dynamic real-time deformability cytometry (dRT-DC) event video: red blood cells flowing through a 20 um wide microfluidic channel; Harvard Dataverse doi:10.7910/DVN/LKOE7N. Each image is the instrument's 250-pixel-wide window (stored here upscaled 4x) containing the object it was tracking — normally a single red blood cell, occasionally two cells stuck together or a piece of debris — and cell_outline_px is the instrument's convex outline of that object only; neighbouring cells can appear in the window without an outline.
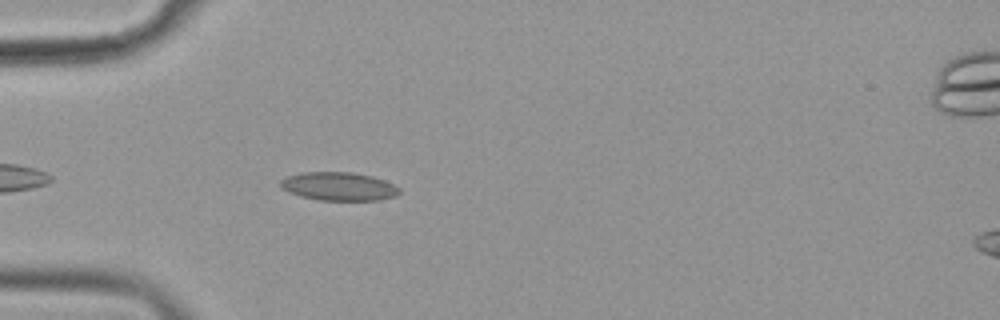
{"species": "common noctule bat (a hibernating species)", "species_latin": "Nyctalus noctula", "temperature_condition": "cold", "stored_images_in_passage": 44, "camera_frame_rate_fps": 3000, "um_per_image_px": 0.085, "animal": {"sex": "female", "body_mass_g": 19.9}, "frame": {"image": 1, "passage_image": 4, "time_ms": 1.0, "image_size_px": [1000, 320], "cell_outline_px": [[400, 192], [396, 196], [380, 200], [320, 200], [300, 196], [288, 192], [280, 188], [280, 180], [288, 176], [304, 172], [352, 172], [372, 176], [384, 180], [400, 188]], "centroid_in_image_um": [28.79, 15.84], "position_along_channel_um": 56.2, "area_um2": 19.71}}
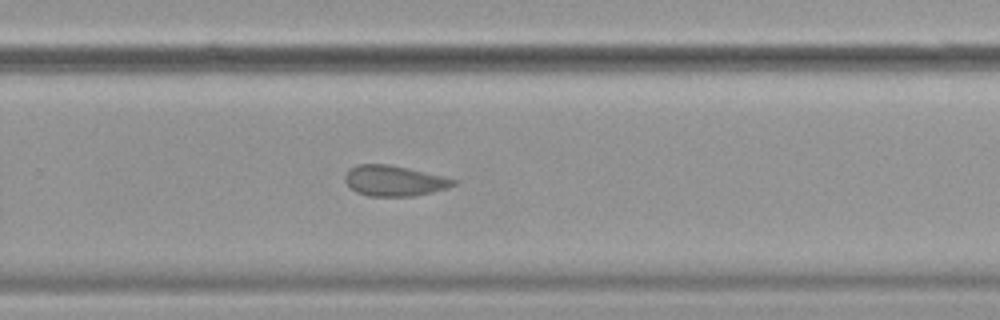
{"frame": {"image": 2, "passage_image": 25, "time_ms": 8.0, "image_size_px": [1000, 320], "cell_outline_px": [[456, 184], [432, 192], [412, 196], [368, 196], [356, 192], [344, 180], [344, 176], [356, 164], [388, 164], [408, 168], [456, 180]], "centroid_in_image_um": [33.46, 15.37], "position_along_channel_um": 296.3, "area_um2": 18.9}}
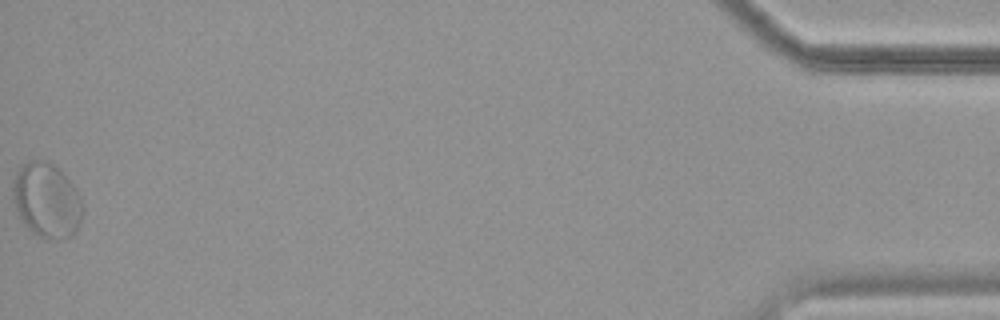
{"frame": {"image": 3, "passage_image": 44, "time_ms": 14.333, "image_size_px": [1000, 320], "cell_outline_px": [[84, 208], [80, 220], [72, 236], [48, 240], [44, 240], [32, 232], [24, 224], [16, 208], [12, 188], [16, 172], [28, 160], [44, 160], [52, 164], [76, 188], [84, 204]], "centroid_in_image_um": [3.97, 17.05], "position_along_channel_um": 431.2, "area_um2": 30.11}, "authors_computed_cell_mechanics": {"area_um2": 19.3341, "velocity_mm_per_s": 3.5573, "shape_relaxation_time_tau1_ms": null, "shape_relaxation_time_tau2_ms": 2.1607, "deformation_change_tau1": null, "deformation_change_tau2": 0.0567}}